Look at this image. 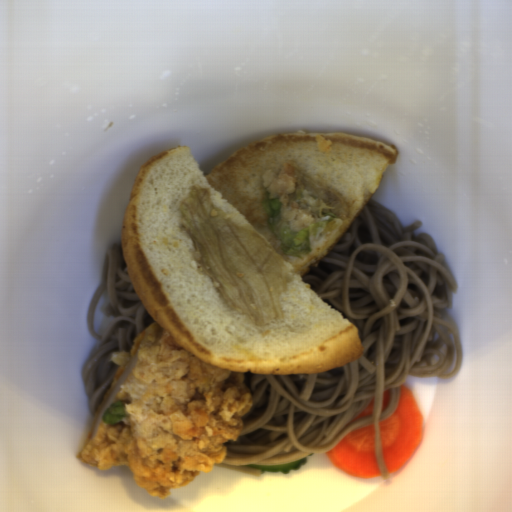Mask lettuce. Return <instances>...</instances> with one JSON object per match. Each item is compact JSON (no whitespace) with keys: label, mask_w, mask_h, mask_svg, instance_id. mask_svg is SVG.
<instances>
[{"label":"lettuce","mask_w":512,"mask_h":512,"mask_svg":"<svg viewBox=\"0 0 512 512\" xmlns=\"http://www.w3.org/2000/svg\"><path fill=\"white\" fill-rule=\"evenodd\" d=\"M289 163L294 180L290 200L314 216L313 222L304 230L294 232L282 216L283 204L279 198H269L270 191L264 192L262 204L268 229L278 239L283 252L289 257L308 258L333 236L350 209L344 197L325 180L311 176L297 161Z\"/></svg>","instance_id":"lettuce-2"},{"label":"lettuce","mask_w":512,"mask_h":512,"mask_svg":"<svg viewBox=\"0 0 512 512\" xmlns=\"http://www.w3.org/2000/svg\"><path fill=\"white\" fill-rule=\"evenodd\" d=\"M179 208L198 266L226 303L257 326L284 319L279 298L291 277L274 248L214 207L207 188L192 189Z\"/></svg>","instance_id":"lettuce-1"},{"label":"lettuce","mask_w":512,"mask_h":512,"mask_svg":"<svg viewBox=\"0 0 512 512\" xmlns=\"http://www.w3.org/2000/svg\"><path fill=\"white\" fill-rule=\"evenodd\" d=\"M126 415V408L124 403L120 400L112 403L102 415V420L105 424H115L123 420Z\"/></svg>","instance_id":"lettuce-3"}]
</instances>
